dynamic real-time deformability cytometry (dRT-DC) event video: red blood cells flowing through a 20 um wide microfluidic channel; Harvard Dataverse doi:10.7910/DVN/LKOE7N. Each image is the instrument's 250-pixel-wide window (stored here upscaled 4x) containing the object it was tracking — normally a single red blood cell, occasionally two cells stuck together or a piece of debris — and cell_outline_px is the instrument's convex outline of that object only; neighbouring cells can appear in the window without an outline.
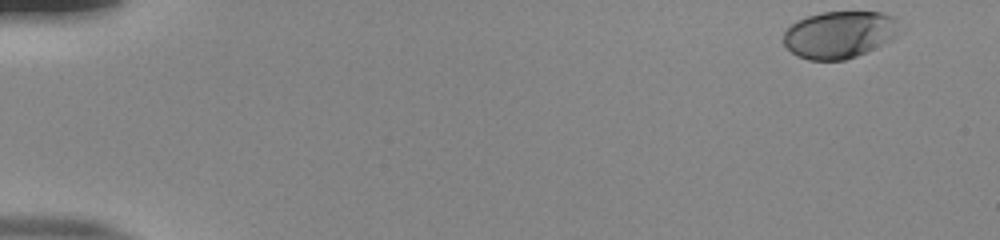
{"species": "human", "species_latin": "Homo sapiens", "temperature_condition": "room temperature", "stored_images_in_passage": 51, "camera_frame_rate_fps": 3000, "um_per_image_px": 0.085, "donor": {"sex": "male"}, "frame": {"image": 1, "passage_image": 1, "time_ms": 0.0, "image_size_px": [1000, 240], "cell_outline_px": [[896, 36], [868, 52], [844, 60], [808, 60], [796, 56], [784, 44], [784, 32], [796, 20], [820, 12], [884, 12], [896, 16]], "centroid_in_image_um": [71.32, 2.94], "position_along_channel_um": 13.7, "area_um2": 31.79}}
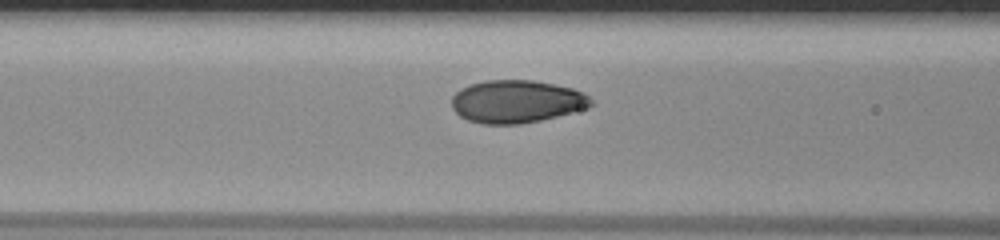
{"frame": {"image": 2, "passage_image": 21, "time_ms": 6.667, "image_size_px": [1000, 240], "cell_outline_px": [[596, 104], [588, 108], [540, 120], [520, 124], [484, 124], [468, 120], [460, 116], [452, 108], [452, 96], [460, 88], [468, 84], [484, 80], [532, 80], [572, 88], [588, 96]], "centroid_in_image_um": [43.89, 8.63], "position_along_channel_um": 122.7, "area_um2": 34.74}}
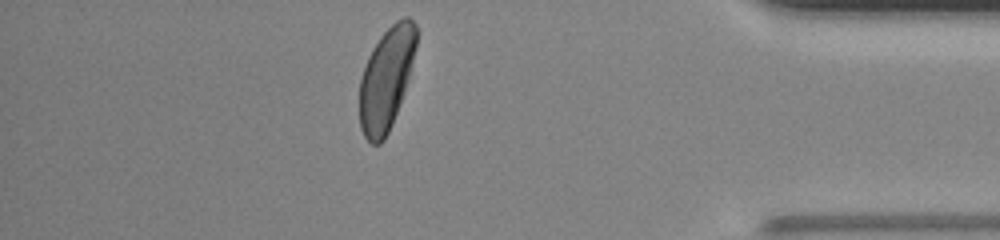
{"frame": {"image": 3, "passage_image": 45, "time_ms": 14.667, "image_size_px": [1000, 240], "cell_outline_px": [[416, 44], [408, 76], [392, 124], [384, 140], [380, 144], [372, 144], [364, 136], [360, 128], [360, 80], [368, 56], [372, 48], [380, 36], [396, 20], [404, 16], [408, 16], [416, 24]], "centroid_in_image_um": [32.81, 6.68], "position_along_channel_um": 402.4, "area_um2": 33.23}, "authors_computed_cell_mechanics": {"area_um2": 34.68, "velocity_mm_per_s": 3.8945, "shape_relaxation_time_tau1_ms": 3.4257, "shape_relaxation_time_tau2_ms": null, "deformation_change_tau1": 0.1652, "deformation_change_tau2": null}}